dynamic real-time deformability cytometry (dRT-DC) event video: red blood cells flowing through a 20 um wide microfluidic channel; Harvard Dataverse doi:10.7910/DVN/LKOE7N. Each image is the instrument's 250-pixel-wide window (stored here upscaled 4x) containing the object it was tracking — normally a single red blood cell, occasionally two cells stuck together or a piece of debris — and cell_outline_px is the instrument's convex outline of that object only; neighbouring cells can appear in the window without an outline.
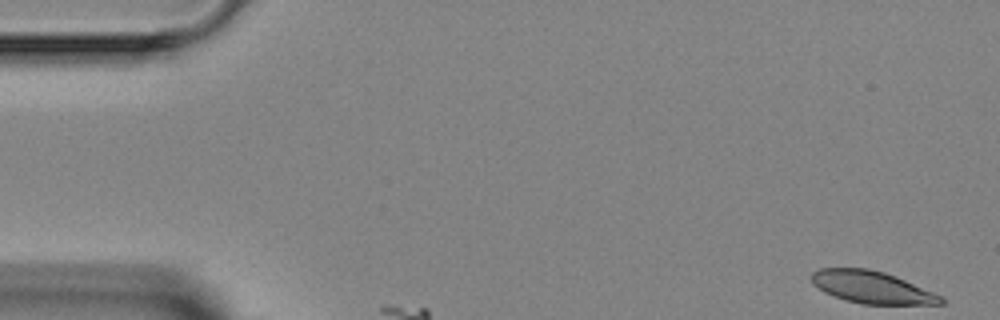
{"species": "Egyptian fruit bat (a non-hibernating species)", "species_latin": "Rousettus aegyptiacus", "temperature_condition": "room temperature", "stored_images_in_passage": 4, "camera_frame_rate_fps": 3000, "um_per_image_px": 0.085, "animal": {"sex": "female"}, "frame": {"image": 1, "passage_image": 1, "time_ms": 0.0, "image_size_px": [1000, 320], "cell_outline_px": [[944, 304], [860, 304], [844, 300], [832, 296], [824, 292], [812, 284], [812, 272], [820, 268], [868, 268], [884, 272], [904, 280], [932, 292], [940, 296], [944, 300]], "centroid_in_image_um": [74.04, 24.42], "position_along_channel_um": 11.0, "area_um2": 24.1}}
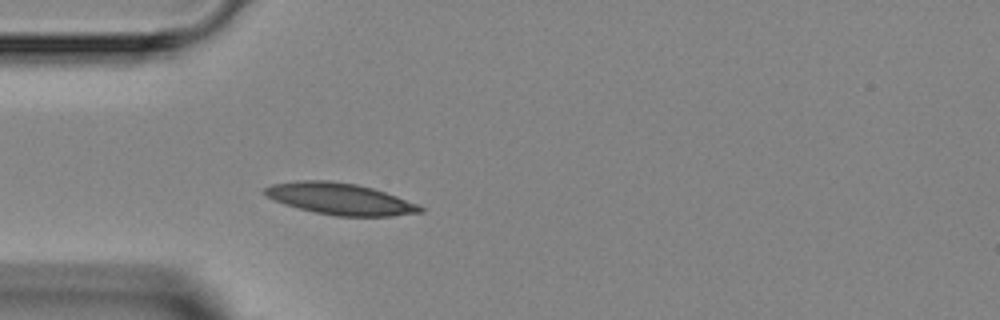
{"frame": {"image": 2, "passage_image": 4, "time_ms": 4.0, "image_size_px": [1000, 320], "cell_outline_px": [[424, 212], [392, 216], [336, 216], [316, 212], [284, 204], [264, 196], [260, 192], [264, 188], [272, 184], [300, 180], [328, 180], [356, 184], [372, 188], [420, 204], [424, 208]], "centroid_in_image_um": [28.89, 16.9], "position_along_channel_um": 56.1, "area_um2": 28.67}}